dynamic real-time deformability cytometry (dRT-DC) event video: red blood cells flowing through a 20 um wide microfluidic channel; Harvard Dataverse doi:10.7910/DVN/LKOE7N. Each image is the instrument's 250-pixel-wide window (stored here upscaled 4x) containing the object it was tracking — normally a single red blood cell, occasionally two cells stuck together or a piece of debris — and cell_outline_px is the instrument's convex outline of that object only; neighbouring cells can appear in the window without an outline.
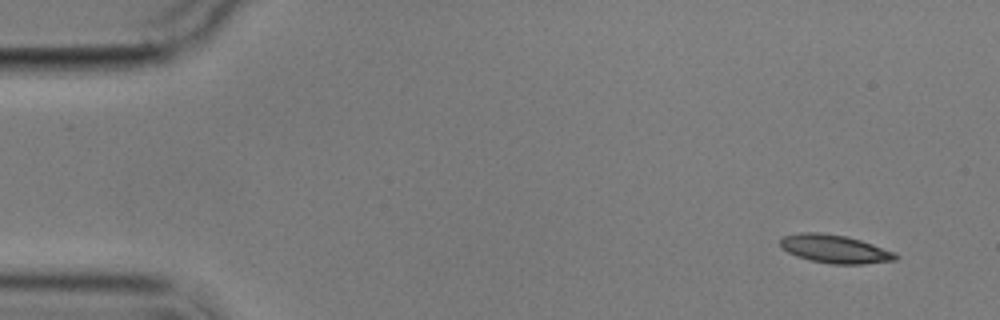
{"species": "common noctule bat (a hibernating species)", "species_latin": "Nyctalus noctula", "temperature_condition": "cold", "stored_images_in_passage": 4, "camera_frame_rate_fps": 3000, "um_per_image_px": 0.085, "animal": {"sex": "male", "body_mass_g": 17.9}, "frame": {"image": 1, "passage_image": 1, "time_ms": 0.0, "image_size_px": [1000, 320], "cell_outline_px": [[900, 256], [896, 260], [864, 264], [832, 264], [812, 260], [796, 256], [780, 248], [780, 240], [784, 236], [800, 232], [820, 232], [848, 236], [896, 252]], "centroid_in_image_um": [70.97, 21.15], "position_along_channel_um": 14.0, "area_um2": 19.13}}
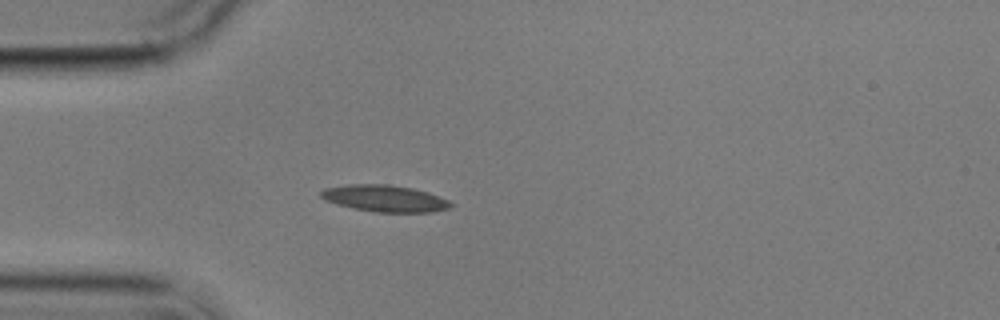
{"frame": {"image": 2, "passage_image": 4, "time_ms": 4.0, "image_size_px": [1000, 320], "cell_outline_px": [[452, 208], [432, 212], [372, 212], [352, 208], [336, 204], [324, 200], [320, 196], [320, 192], [324, 188], [348, 184], [388, 184], [412, 188], [428, 192], [448, 200], [452, 204]], "centroid_in_image_um": [32.68, 16.87], "position_along_channel_um": 52.3, "area_um2": 20.35}}